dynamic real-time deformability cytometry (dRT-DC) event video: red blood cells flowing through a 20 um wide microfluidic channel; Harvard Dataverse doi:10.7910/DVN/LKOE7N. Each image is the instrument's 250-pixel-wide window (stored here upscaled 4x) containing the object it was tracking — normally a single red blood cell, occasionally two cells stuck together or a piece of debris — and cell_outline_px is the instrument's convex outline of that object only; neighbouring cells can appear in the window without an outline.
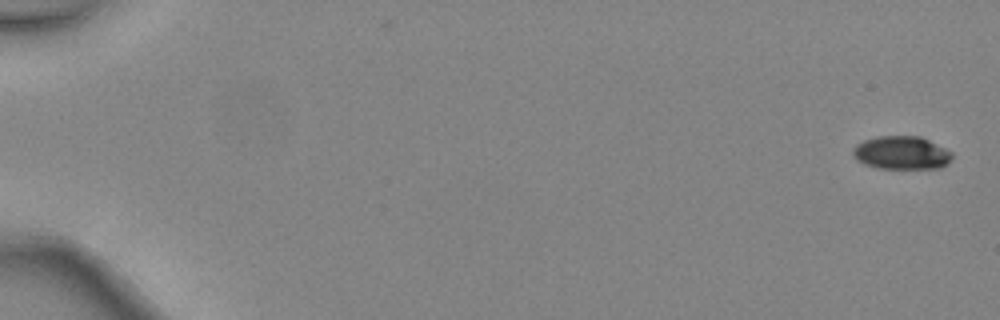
{"species": "common noctule bat (a hibernating species)", "species_latin": "Nyctalus noctula", "temperature_condition": "warm", "stored_images_in_passage": 5, "camera_frame_rate_fps": 3000, "um_per_image_px": 0.085, "animal": {"sex": "female", "body_mass_g": 24.6, "forearm_length_mm": 56.2}, "frame": {"image": 1, "passage_image": 1, "time_ms": 0.0, "image_size_px": [1000, 320], "cell_outline_px": [[952, 160], [948, 164], [940, 168], [876, 168], [864, 164], [856, 160], [852, 156], [852, 148], [856, 144], [864, 140], [876, 136], [920, 136], [952, 152]], "centroid_in_image_um": [76.6, 12.99], "position_along_channel_um": 8.4, "area_um2": 19.36}}
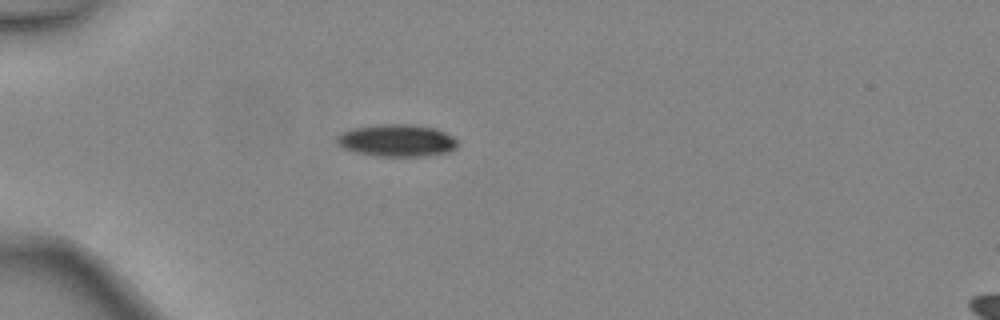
{"frame": {"image": 2, "passage_image": 5, "time_ms": 1.333, "image_size_px": [1000, 320], "cell_outline_px": [[460, 144], [452, 152], [428, 156], [376, 156], [352, 152], [336, 144], [336, 136], [340, 132], [352, 128], [380, 124], [412, 124], [432, 128], [444, 132], [452, 136]], "centroid_in_image_um": [33.72, 11.95], "position_along_channel_um": 51.3, "area_um2": 23.06}}